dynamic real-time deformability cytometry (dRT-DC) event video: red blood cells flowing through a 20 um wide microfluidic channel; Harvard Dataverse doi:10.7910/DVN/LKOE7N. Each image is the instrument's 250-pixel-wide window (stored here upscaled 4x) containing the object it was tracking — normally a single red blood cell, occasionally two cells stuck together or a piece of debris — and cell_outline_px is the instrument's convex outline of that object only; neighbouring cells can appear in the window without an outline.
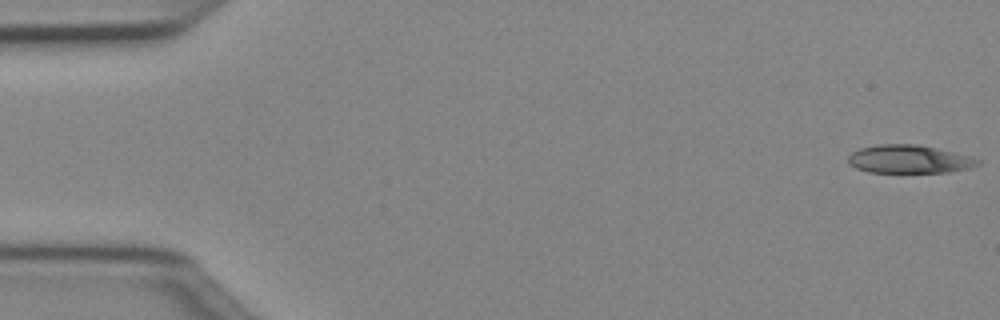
{"species": "Egyptian fruit bat (a non-hibernating species)", "species_latin": "Rousettus aegyptiacus", "temperature_condition": "cold", "stored_images_in_passage": 49, "camera_frame_rate_fps": 3000, "um_per_image_px": 0.085, "animal": {"sex": "female"}, "frame": {"image": 1, "passage_image": 1, "time_ms": 0.0, "image_size_px": [1000, 320], "cell_outline_px": [[980, 164], [968, 168], [948, 172], [868, 172], [856, 168], [848, 164], [848, 156], [852, 152], [860, 148], [876, 144], [916, 144], [936, 148], [968, 156], [980, 160]], "centroid_in_image_um": [77.22, 13.53], "position_along_channel_um": 7.8, "area_um2": 21.15}}
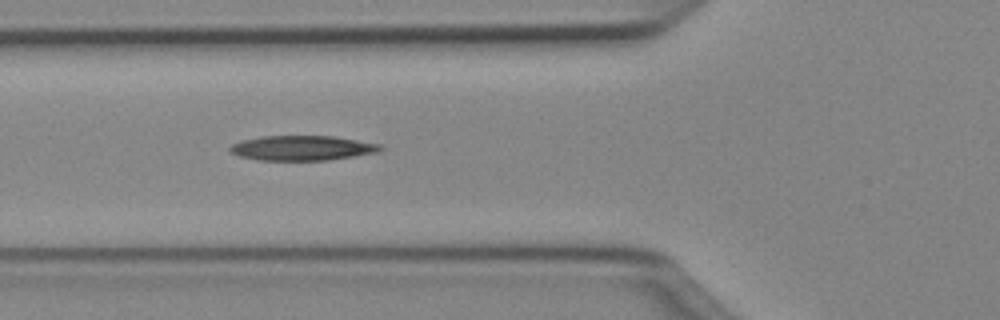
{"frame": {"image": 2, "passage_image": 18, "time_ms": 5.667, "image_size_px": [1000, 320], "cell_outline_px": [[384, 148], [376, 152], [328, 160], [256, 160], [240, 156], [232, 152], [228, 148], [232, 144], [240, 140], [264, 136], [332, 136], [380, 144]], "centroid_in_image_um": [25.64, 12.58], "position_along_channel_um": 100.2, "area_um2": 21.56}}
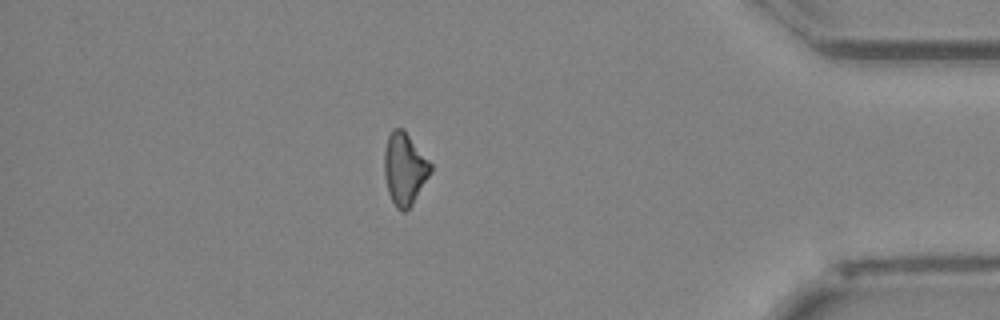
{"frame": {"image": 3, "passage_image": 43, "time_ms": 14.0, "image_size_px": [1000, 320], "cell_outline_px": [[432, 172], [412, 204], [404, 212], [400, 212], [396, 208], [388, 192], [384, 172], [384, 152], [388, 136], [392, 128], [404, 128], [432, 164]], "centroid_in_image_um": [34.39, 14.33], "position_along_channel_um": 400.8, "area_um2": 19.59}}